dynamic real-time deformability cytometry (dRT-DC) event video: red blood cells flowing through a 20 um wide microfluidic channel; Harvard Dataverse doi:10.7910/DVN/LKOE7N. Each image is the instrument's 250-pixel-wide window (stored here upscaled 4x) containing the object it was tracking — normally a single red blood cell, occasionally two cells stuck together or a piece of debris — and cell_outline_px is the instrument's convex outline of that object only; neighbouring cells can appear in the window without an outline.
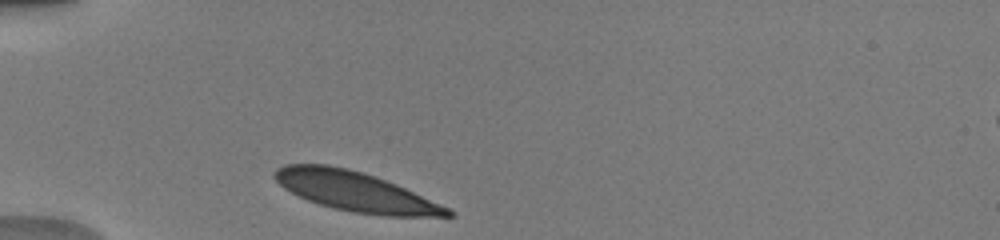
{"species": "human", "species_latin": "Homo sapiens", "temperature_condition": "warm", "stored_images_in_passage": 14, "camera_frame_rate_fps": 3000, "um_per_image_px": 0.085, "donor": {"sex": "male"}, "frame": {"image": 1, "passage_image": 1, "time_ms": 0.0, "image_size_px": [1000, 240], "cell_outline_px": [[452, 216], [384, 216], [352, 212], [332, 208], [308, 200], [284, 188], [272, 176], [284, 164], [328, 164], [348, 168], [384, 180], [404, 188], [448, 208], [452, 212]], "centroid_in_image_um": [30.15, 16.28], "position_along_channel_um": 54.8, "area_um2": 39.02}}
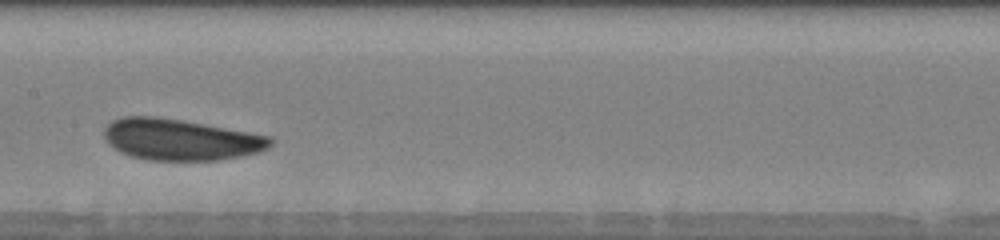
{"frame": {"image": 2, "passage_image": 10, "time_ms": 4.0, "image_size_px": [1000, 240], "cell_outline_px": [[272, 144], [268, 148], [256, 152], [240, 156], [216, 160], [148, 160], [132, 156], [116, 148], [104, 136], [104, 128], [112, 120], [124, 116], [156, 116], [204, 124], [272, 136]], "centroid_in_image_um": [15.36, 11.85], "position_along_channel_um": 192.0, "area_um2": 39.48}}
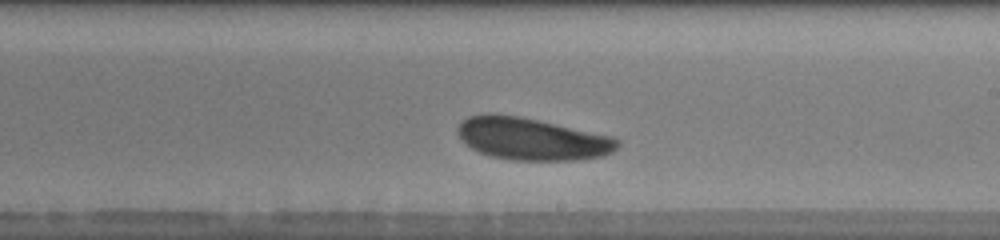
{"frame": {"image": 3, "passage_image": 13, "time_ms": 5.333, "image_size_px": [1000, 240], "cell_outline_px": [[620, 144], [612, 152], [600, 156], [572, 160], [512, 160], [492, 156], [480, 152], [472, 148], [460, 140], [456, 132], [456, 128], [460, 120], [468, 116], [484, 112], [496, 112], [520, 116], [612, 136], [620, 140]], "centroid_in_image_um": [45.12, 11.77], "position_along_channel_um": 243.9, "area_um2": 39.71}}